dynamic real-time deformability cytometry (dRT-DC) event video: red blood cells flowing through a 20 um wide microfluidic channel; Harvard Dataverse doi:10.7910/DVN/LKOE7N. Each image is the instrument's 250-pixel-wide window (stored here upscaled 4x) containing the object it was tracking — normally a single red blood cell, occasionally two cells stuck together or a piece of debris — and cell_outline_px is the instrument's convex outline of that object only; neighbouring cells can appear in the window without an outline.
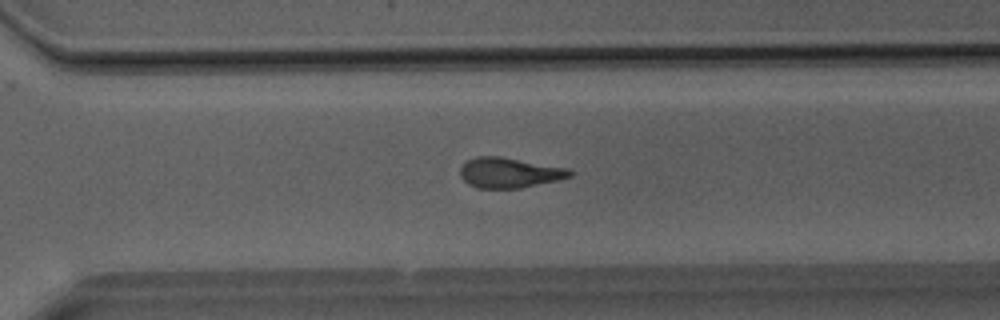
{"species": "Egyptian fruit bat (a non-hibernating species)", "species_latin": "Rousettus aegyptiacus", "temperature_condition": "room temperature", "stored_images_in_passage": 38, "camera_frame_rate_fps": 3000, "um_per_image_px": 0.085, "animal": {"sex": "male"}, "frame": {"image": 1, "passage_image": 26, "time_ms": 8.333, "image_size_px": [1000, 320], "cell_outline_px": [[576, 172], [572, 176], [556, 180], [520, 188], [480, 188], [468, 184], [460, 176], [460, 168], [468, 160], [476, 156], [500, 156], [568, 168]], "centroid_in_image_um": [43.31, 14.67], "position_along_channel_um": 327.3, "area_um2": 19.25}}
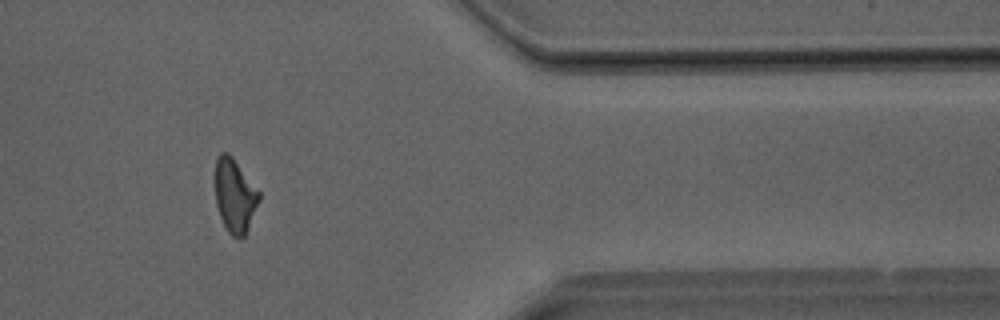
{"frame": {"image": 2, "passage_image": 31, "time_ms": 10.0, "image_size_px": [1000, 320], "cell_outline_px": [[260, 200], [248, 228], [244, 236], [232, 236], [228, 232], [220, 216], [216, 204], [216, 156], [220, 152], [228, 152], [232, 156], [260, 192]], "centroid_in_image_um": [19.96, 16.59], "position_along_channel_um": 391.4, "area_um2": 18.61}}
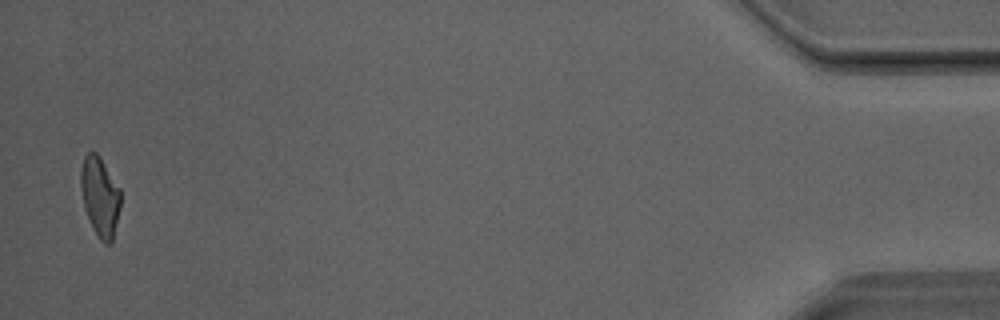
{"frame": {"image": 3, "passage_image": 37, "time_ms": 12.0, "image_size_px": [1000, 320], "cell_outline_px": [[120, 208], [112, 240], [108, 244], [104, 244], [100, 240], [92, 228], [84, 208], [80, 184], [80, 168], [84, 156], [88, 152], [96, 152], [100, 156], [120, 188]], "centroid_in_image_um": [8.48, 16.69], "position_along_channel_um": 426.7, "area_um2": 18.55}}